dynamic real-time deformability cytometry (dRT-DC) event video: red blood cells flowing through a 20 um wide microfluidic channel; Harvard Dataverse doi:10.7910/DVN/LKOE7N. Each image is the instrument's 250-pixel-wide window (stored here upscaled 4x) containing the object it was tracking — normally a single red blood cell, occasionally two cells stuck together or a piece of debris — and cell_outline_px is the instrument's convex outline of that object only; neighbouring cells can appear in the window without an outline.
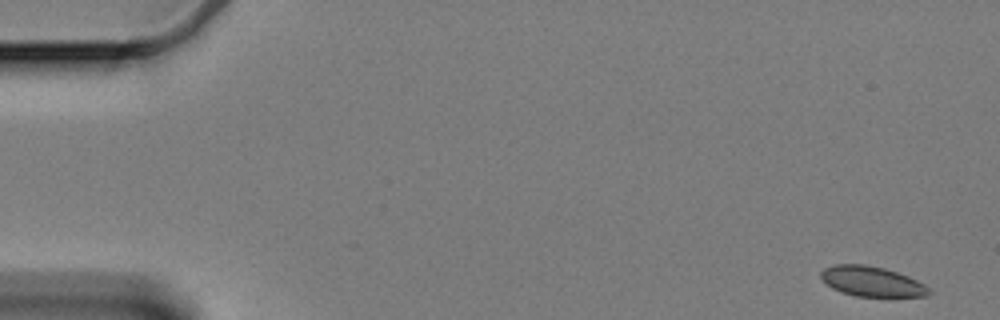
{"species": "Egyptian fruit bat (a non-hibernating species)", "species_latin": "Rousettus aegyptiacus", "temperature_condition": "cold", "stored_images_in_passage": 10, "camera_frame_rate_fps": 3000, "um_per_image_px": 0.085, "animal": {"sex": "female"}, "frame": {"image": 1, "passage_image": 1, "time_ms": 0.0, "image_size_px": [1000, 320], "cell_outline_px": [[932, 292], [928, 296], [888, 300], [856, 296], [840, 292], [832, 288], [820, 276], [820, 272], [824, 268], [836, 264], [864, 264], [884, 268], [908, 276], [924, 284]], "centroid_in_image_um": [74.18, 23.99], "position_along_channel_um": 10.8, "area_um2": 19.83}}